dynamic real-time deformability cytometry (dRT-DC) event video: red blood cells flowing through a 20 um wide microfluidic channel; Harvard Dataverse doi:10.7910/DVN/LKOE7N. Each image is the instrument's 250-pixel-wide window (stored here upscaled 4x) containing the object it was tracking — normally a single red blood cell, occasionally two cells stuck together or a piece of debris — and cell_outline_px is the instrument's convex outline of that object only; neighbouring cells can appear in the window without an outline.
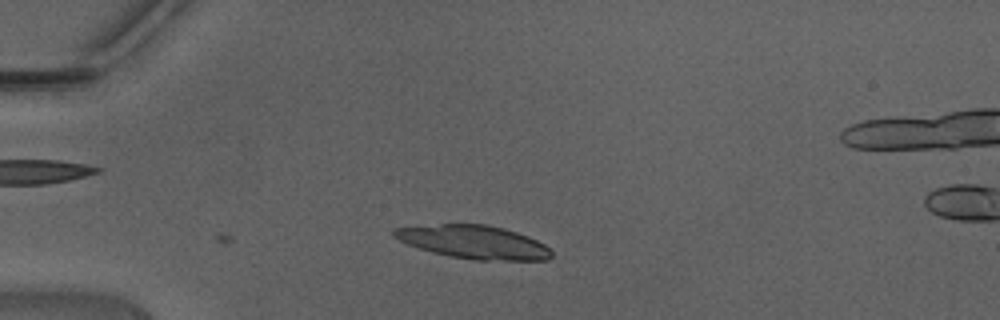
{"species": "Egyptian fruit bat (a non-hibernating species)", "species_latin": "Rousettus aegyptiacus", "temperature_condition": "warm", "stored_images_in_passage": 6, "camera_frame_rate_fps": 3000, "um_per_image_px": 0.085, "animal": {"sex": "male"}, "frame": {"image": 1, "passage_image": 6, "time_ms": 1.667, "image_size_px": [1000, 320], "cell_outline_px": [[552, 256], [548, 260], [476, 260], [452, 256], [432, 252], [408, 244], [392, 236], [392, 228], [440, 224], [484, 224], [504, 228], [528, 236], [544, 244], [552, 252]], "centroid_in_image_um": [40.27, 20.57], "position_along_channel_um": 44.7, "area_um2": 30.35}}